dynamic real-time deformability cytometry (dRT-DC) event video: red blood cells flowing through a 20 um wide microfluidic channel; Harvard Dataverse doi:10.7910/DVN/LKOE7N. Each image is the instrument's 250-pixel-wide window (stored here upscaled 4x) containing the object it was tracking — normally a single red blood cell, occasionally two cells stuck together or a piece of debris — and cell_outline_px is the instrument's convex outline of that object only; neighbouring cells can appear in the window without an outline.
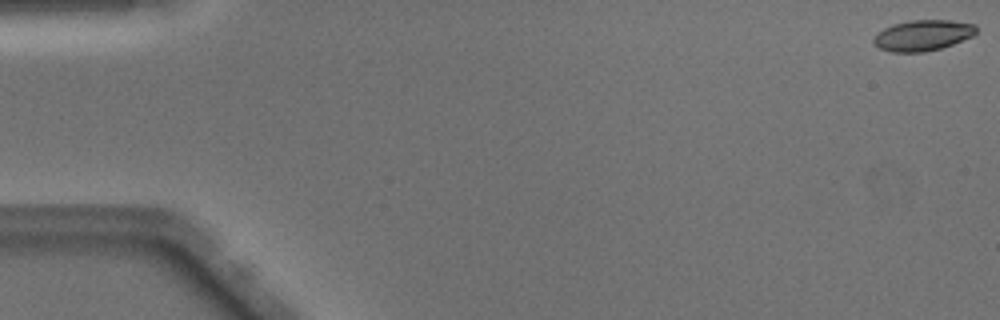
{"species": "Egyptian fruit bat (a non-hibernating species)", "species_latin": "Rousettus aegyptiacus", "temperature_condition": "warm", "stored_images_in_passage": 7, "camera_frame_rate_fps": 3000, "um_per_image_px": 0.085, "animal": {"sex": "male"}, "frame": {"image": 1, "passage_image": 1, "time_ms": 0.0, "image_size_px": [1000, 320], "cell_outline_px": [[976, 32], [972, 36], [952, 44], [940, 48], [924, 52], [892, 52], [880, 48], [872, 40], [884, 28], [892, 24], [912, 20], [948, 20], [976, 24]], "centroid_in_image_um": [78.45, 3.0], "position_along_channel_um": 6.5, "area_um2": 18.15}}